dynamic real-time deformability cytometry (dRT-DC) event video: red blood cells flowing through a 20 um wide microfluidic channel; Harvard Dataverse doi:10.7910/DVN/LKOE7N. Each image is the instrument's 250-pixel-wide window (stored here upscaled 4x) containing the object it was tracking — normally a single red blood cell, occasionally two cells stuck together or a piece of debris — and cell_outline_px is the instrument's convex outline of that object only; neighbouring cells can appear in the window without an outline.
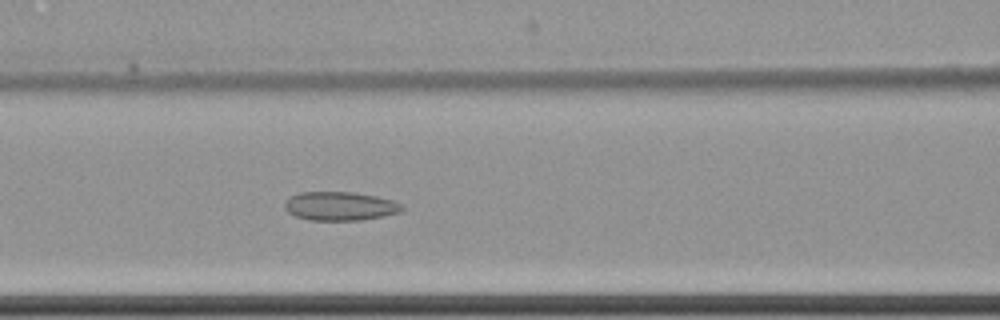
{"species": "common noctule bat (a hibernating species)", "species_latin": "Nyctalus noctula", "temperature_condition": "cold", "stored_images_in_passage": 62, "camera_frame_rate_fps": 3000, "um_per_image_px": 0.085, "animal": {"sex": "female", "body_mass_g": 22.7, "forearm_length_mm": 54.2}, "frame": {"image": 1, "passage_image": 29, "time_ms": 9.333, "image_size_px": [1000, 320], "cell_outline_px": [[404, 208], [400, 212], [384, 216], [360, 220], [308, 220], [296, 216], [288, 212], [284, 208], [284, 204], [292, 196], [300, 192], [352, 192], [376, 196], [396, 200], [404, 204]], "centroid_in_image_um": [28.96, 17.52], "position_along_channel_um": 137.6, "area_um2": 19.77}}
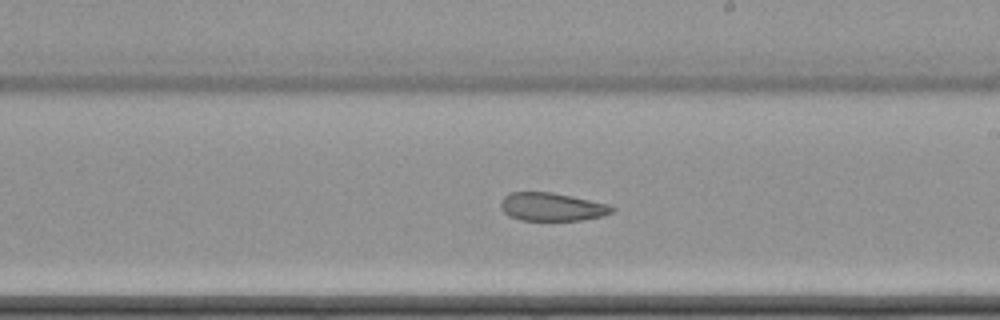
{"frame": {"image": 2, "passage_image": 38, "time_ms": 12.333, "image_size_px": [1000, 320], "cell_outline_px": [[616, 208], [612, 212], [604, 216], [580, 220], [520, 220], [508, 216], [500, 208], [500, 200], [504, 196], [512, 192], [552, 192], [572, 196], [608, 204]], "centroid_in_image_um": [46.89, 17.58], "position_along_channel_um": 242.1, "area_um2": 18.38}}
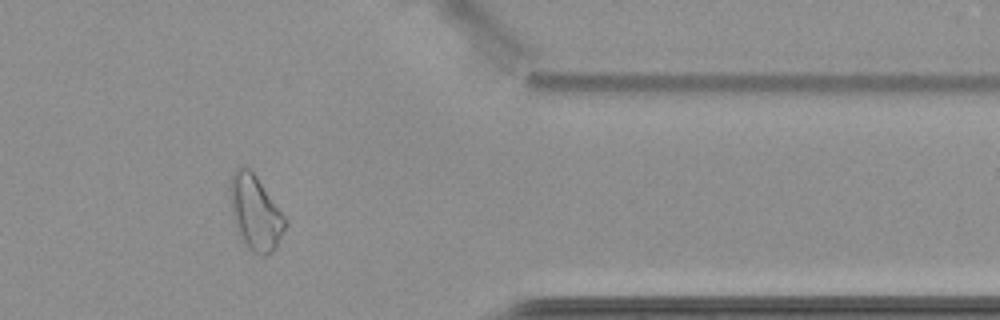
{"frame": {"image": 3, "passage_image": 52, "time_ms": 17.0, "image_size_px": [1000, 320], "cell_outline_px": [[288, 224], [276, 248], [272, 252], [264, 256], [252, 252], [244, 244], [236, 232], [232, 216], [228, 188], [228, 184], [236, 168], [248, 168], [256, 176], [288, 220]], "centroid_in_image_um": [21.69, 18.12], "position_along_channel_um": 389.7, "area_um2": 24.33}, "authors_computed_cell_mechanics": {"area_um2": 24.6228, "velocity_mm_per_s": 3.4853, "shape_relaxation_time_tau1_ms": null, "shape_relaxation_time_tau2_ms": 4.4837, "deformation_change_tau1": null, "deformation_change_tau2": 0.0963}}